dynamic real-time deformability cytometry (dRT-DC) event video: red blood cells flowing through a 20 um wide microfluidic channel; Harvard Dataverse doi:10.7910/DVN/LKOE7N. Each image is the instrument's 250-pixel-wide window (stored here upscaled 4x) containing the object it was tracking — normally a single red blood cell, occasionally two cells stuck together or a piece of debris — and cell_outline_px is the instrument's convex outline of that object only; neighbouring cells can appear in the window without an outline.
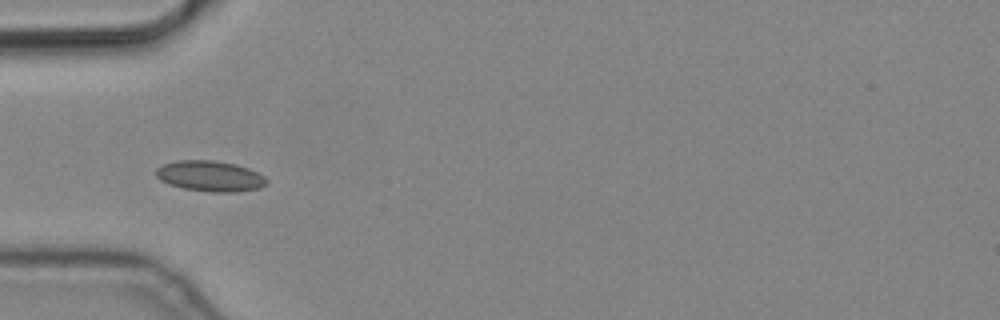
{"species": "common noctule bat (a hibernating species)", "species_latin": "Nyctalus noctula", "temperature_condition": "cold", "stored_images_in_passage": 1, "camera_frame_rate_fps": 3000, "um_per_image_px": 0.085, "animal": {"sex": "male", "body_mass_g": 19.2, "forearm_length_mm": 51.8}, "frame": {"image": 1, "passage_image": 1, "time_ms": 0.0, "image_size_px": [1000, 320], "cell_outline_px": [[268, 184], [260, 188], [232, 192], [212, 192], [184, 188], [168, 184], [160, 180], [156, 176], [156, 168], [164, 164], [176, 160], [212, 160], [236, 164], [248, 168], [264, 176], [268, 180]], "centroid_in_image_um": [17.86, 14.96], "position_along_channel_um": 67.1, "area_um2": 19.77}}